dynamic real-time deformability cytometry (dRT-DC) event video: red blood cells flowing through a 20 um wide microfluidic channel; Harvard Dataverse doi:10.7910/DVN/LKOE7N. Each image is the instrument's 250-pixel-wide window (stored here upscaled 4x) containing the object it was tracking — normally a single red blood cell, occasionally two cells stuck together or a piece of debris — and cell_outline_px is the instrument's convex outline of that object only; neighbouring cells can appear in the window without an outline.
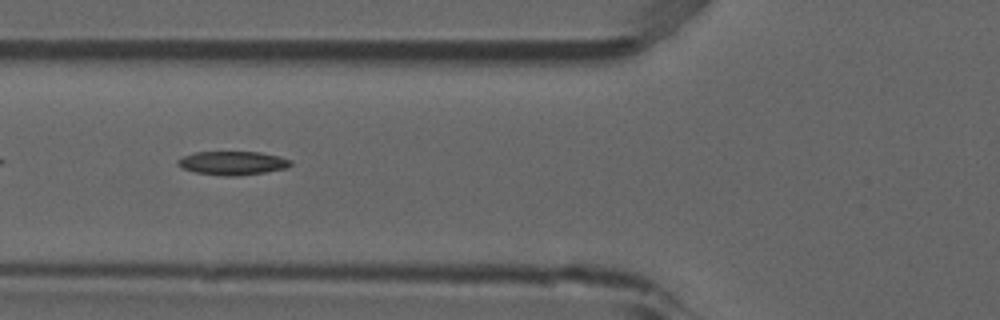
{"species": "common noctule bat (a hibernating species)", "species_latin": "Nyctalus noctula", "temperature_condition": "room temperature", "stored_images_in_passage": 39, "camera_frame_rate_fps": 3000, "um_per_image_px": 0.085, "animal": {"sex": "male", "forearm_length_mm": 52.5}, "frame": {"image": 1, "passage_image": 6, "time_ms": 1.667, "image_size_px": [1000, 320], "cell_outline_px": [[292, 164], [288, 168], [264, 172], [236, 176], [224, 176], [196, 172], [180, 168], [176, 164], [176, 160], [192, 152], [260, 152], [280, 156], [292, 160]], "centroid_in_image_um": [19.76, 13.85], "position_along_channel_um": 106.0, "area_um2": 15.72}}
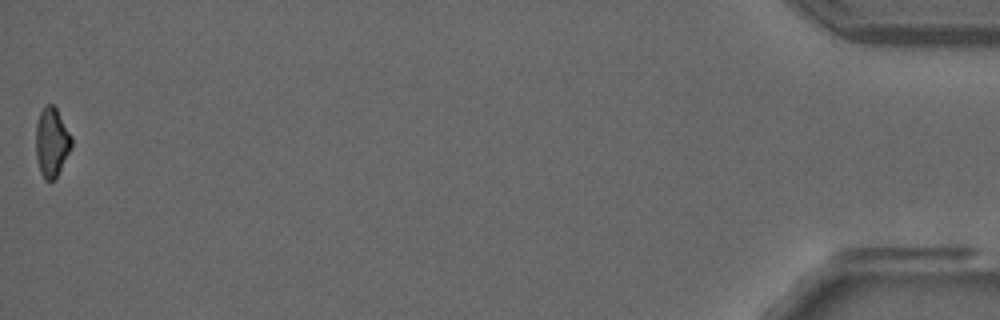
{"frame": {"image": 2, "passage_image": 39, "time_ms": 12.667, "image_size_px": [1000, 320], "cell_outline_px": [[72, 148], [56, 176], [52, 180], [44, 180], [40, 172], [36, 156], [36, 124], [40, 112], [48, 104], [52, 104], [56, 108], [72, 136]], "centroid_in_image_um": [4.4, 12.09], "position_along_channel_um": 430.8, "area_um2": 14.28}}